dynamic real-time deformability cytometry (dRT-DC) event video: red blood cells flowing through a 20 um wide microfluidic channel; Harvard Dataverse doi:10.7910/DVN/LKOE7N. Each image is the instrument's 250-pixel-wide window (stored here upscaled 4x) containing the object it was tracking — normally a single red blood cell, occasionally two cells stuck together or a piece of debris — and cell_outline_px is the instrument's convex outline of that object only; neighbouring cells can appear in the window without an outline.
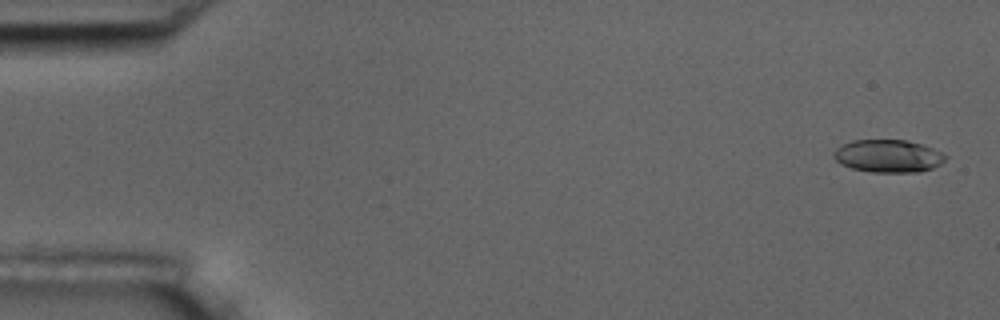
{"species": "common noctule bat (a hibernating species)", "species_latin": "Nyctalus noctula", "temperature_condition": "room temperature", "stored_images_in_passage": 4, "camera_frame_rate_fps": 3000, "um_per_image_px": 0.085, "animal": {"sex": "male", "body_mass_g": 17.5, "forearm_length_mm": 52.3}, "frame": {"image": 1, "passage_image": 1, "time_ms": 0.0, "image_size_px": [1000, 320], "cell_outline_px": [[948, 156], [940, 164], [932, 168], [920, 172], [872, 172], [852, 168], [840, 164], [832, 156], [836, 148], [852, 140], [908, 140], [932, 148]], "centroid_in_image_um": [75.48, 13.26], "position_along_channel_um": 9.5, "area_um2": 21.21}}